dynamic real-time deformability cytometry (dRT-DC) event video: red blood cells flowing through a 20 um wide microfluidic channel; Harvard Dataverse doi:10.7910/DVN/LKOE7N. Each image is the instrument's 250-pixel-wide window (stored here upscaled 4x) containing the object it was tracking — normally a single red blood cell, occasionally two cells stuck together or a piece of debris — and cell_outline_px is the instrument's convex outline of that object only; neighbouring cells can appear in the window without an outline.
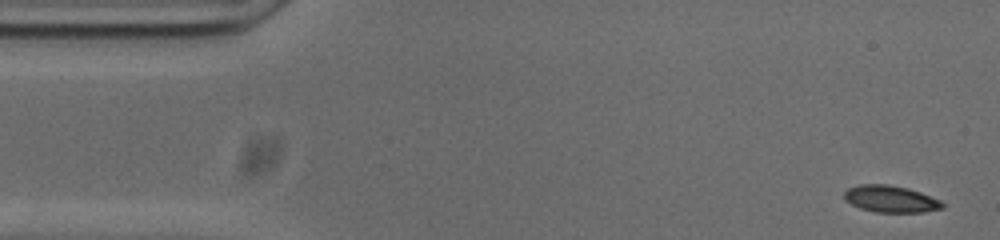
{"species": "common noctule bat (a hibernating species)", "species_latin": "Nyctalus noctula", "temperature_condition": "cold", "stored_images_in_passage": 52, "camera_frame_rate_fps": 3000, "um_per_image_px": 0.085, "animal": {"sex": "male", "body_mass_g": 20.0, "forearm_length_mm": 53.3}, "frame": {"image": 1, "passage_image": 1, "time_ms": 0.0, "image_size_px": [1000, 240], "cell_outline_px": [[944, 208], [924, 212], [876, 212], [860, 208], [844, 200], [844, 192], [848, 188], [860, 184], [888, 184], [908, 188], [920, 192], [940, 200], [944, 204]], "centroid_in_image_um": [75.7, 16.91], "position_along_channel_um": 9.3, "area_um2": 15.37}}
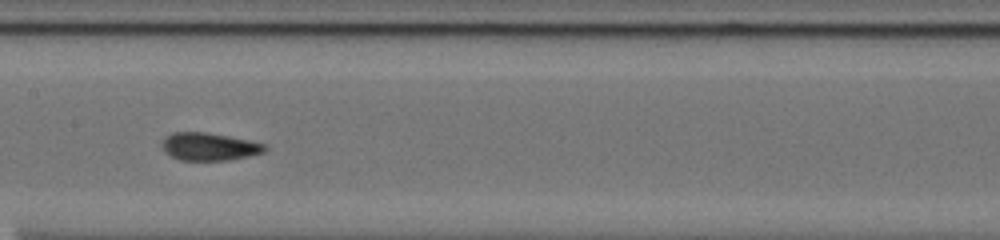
{"frame": {"image": 2, "passage_image": 24, "time_ms": 7.667, "image_size_px": [1000, 240], "cell_outline_px": [[268, 148], [264, 152], [248, 156], [228, 160], [180, 160], [164, 152], [160, 144], [164, 136], [172, 132], [204, 132], [228, 136], [248, 140], [264, 144]], "centroid_in_image_um": [17.73, 12.46], "position_along_channel_um": 189.7, "area_um2": 16.65}}
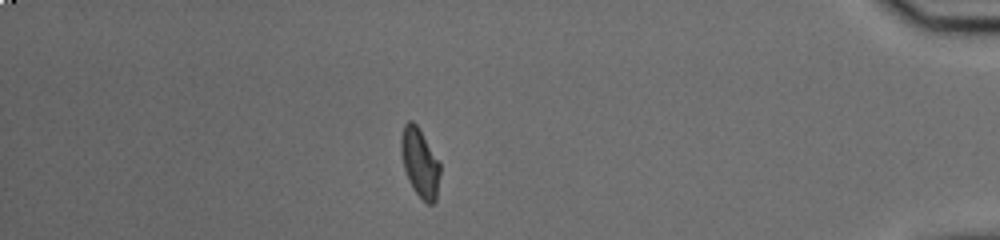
{"frame": {"image": 3, "passage_image": 45, "time_ms": 14.667, "image_size_px": [1000, 240], "cell_outline_px": [[440, 172], [436, 200], [432, 204], [428, 204], [416, 192], [408, 180], [404, 168], [400, 152], [400, 136], [404, 124], [408, 120], [412, 120], [420, 128], [440, 160]], "centroid_in_image_um": [35.69, 13.77], "position_along_channel_um": 399.5, "area_um2": 15.95}, "authors_computed_cell_mechanics": {"area_um2": 15.9528, "velocity_mm_per_s": 3.731, "shape_relaxation_time_tau1_ms": 9.2728, "shape_relaxation_time_tau2_ms": 2.6597, "deformation_change_tau1": 0.2438, "deformation_change_tau2": 0.0654}}